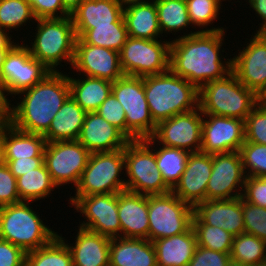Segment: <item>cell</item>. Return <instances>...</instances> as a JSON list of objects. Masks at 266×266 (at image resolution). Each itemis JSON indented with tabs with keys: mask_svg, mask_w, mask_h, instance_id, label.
<instances>
[{
	"mask_svg": "<svg viewBox=\"0 0 266 266\" xmlns=\"http://www.w3.org/2000/svg\"><path fill=\"white\" fill-rule=\"evenodd\" d=\"M36 22L38 23L34 42H31L30 46L26 43L31 56L51 72L59 71L56 67L62 60L72 65L77 36L71 16L37 19Z\"/></svg>",
	"mask_w": 266,
	"mask_h": 266,
	"instance_id": "cell-5",
	"label": "cell"
},
{
	"mask_svg": "<svg viewBox=\"0 0 266 266\" xmlns=\"http://www.w3.org/2000/svg\"><path fill=\"white\" fill-rule=\"evenodd\" d=\"M124 8L116 0H83L71 13L76 36L95 26L125 23Z\"/></svg>",
	"mask_w": 266,
	"mask_h": 266,
	"instance_id": "cell-24",
	"label": "cell"
},
{
	"mask_svg": "<svg viewBox=\"0 0 266 266\" xmlns=\"http://www.w3.org/2000/svg\"><path fill=\"white\" fill-rule=\"evenodd\" d=\"M203 117L200 107L177 114L158 123L151 138L159 142V145L180 148L191 153L200 152Z\"/></svg>",
	"mask_w": 266,
	"mask_h": 266,
	"instance_id": "cell-15",
	"label": "cell"
},
{
	"mask_svg": "<svg viewBox=\"0 0 266 266\" xmlns=\"http://www.w3.org/2000/svg\"><path fill=\"white\" fill-rule=\"evenodd\" d=\"M6 91L3 87V84L0 81V122H8L10 117V101L7 100Z\"/></svg>",
	"mask_w": 266,
	"mask_h": 266,
	"instance_id": "cell-52",
	"label": "cell"
},
{
	"mask_svg": "<svg viewBox=\"0 0 266 266\" xmlns=\"http://www.w3.org/2000/svg\"><path fill=\"white\" fill-rule=\"evenodd\" d=\"M5 164H6L5 146L3 142V137L1 135V124H0V167L4 166Z\"/></svg>",
	"mask_w": 266,
	"mask_h": 266,
	"instance_id": "cell-55",
	"label": "cell"
},
{
	"mask_svg": "<svg viewBox=\"0 0 266 266\" xmlns=\"http://www.w3.org/2000/svg\"><path fill=\"white\" fill-rule=\"evenodd\" d=\"M36 17L27 0H0V28L4 30L16 29Z\"/></svg>",
	"mask_w": 266,
	"mask_h": 266,
	"instance_id": "cell-38",
	"label": "cell"
},
{
	"mask_svg": "<svg viewBox=\"0 0 266 266\" xmlns=\"http://www.w3.org/2000/svg\"><path fill=\"white\" fill-rule=\"evenodd\" d=\"M200 151L207 154L239 151L245 142L244 120L203 114ZM209 117V118H208Z\"/></svg>",
	"mask_w": 266,
	"mask_h": 266,
	"instance_id": "cell-17",
	"label": "cell"
},
{
	"mask_svg": "<svg viewBox=\"0 0 266 266\" xmlns=\"http://www.w3.org/2000/svg\"><path fill=\"white\" fill-rule=\"evenodd\" d=\"M121 237L148 239V196L124 190L118 193Z\"/></svg>",
	"mask_w": 266,
	"mask_h": 266,
	"instance_id": "cell-23",
	"label": "cell"
},
{
	"mask_svg": "<svg viewBox=\"0 0 266 266\" xmlns=\"http://www.w3.org/2000/svg\"><path fill=\"white\" fill-rule=\"evenodd\" d=\"M27 1L32 7L36 20L49 18H64L67 16H71V14L63 7L61 0Z\"/></svg>",
	"mask_w": 266,
	"mask_h": 266,
	"instance_id": "cell-47",
	"label": "cell"
},
{
	"mask_svg": "<svg viewBox=\"0 0 266 266\" xmlns=\"http://www.w3.org/2000/svg\"><path fill=\"white\" fill-rule=\"evenodd\" d=\"M124 168V149L91 153L75 187L74 197L119 193L126 190L125 179L119 177L122 176L120 174Z\"/></svg>",
	"mask_w": 266,
	"mask_h": 266,
	"instance_id": "cell-8",
	"label": "cell"
},
{
	"mask_svg": "<svg viewBox=\"0 0 266 266\" xmlns=\"http://www.w3.org/2000/svg\"><path fill=\"white\" fill-rule=\"evenodd\" d=\"M21 202L16 178L7 164L0 167V207Z\"/></svg>",
	"mask_w": 266,
	"mask_h": 266,
	"instance_id": "cell-45",
	"label": "cell"
},
{
	"mask_svg": "<svg viewBox=\"0 0 266 266\" xmlns=\"http://www.w3.org/2000/svg\"><path fill=\"white\" fill-rule=\"evenodd\" d=\"M230 253L217 252L197 245L188 266H227Z\"/></svg>",
	"mask_w": 266,
	"mask_h": 266,
	"instance_id": "cell-48",
	"label": "cell"
},
{
	"mask_svg": "<svg viewBox=\"0 0 266 266\" xmlns=\"http://www.w3.org/2000/svg\"><path fill=\"white\" fill-rule=\"evenodd\" d=\"M90 154L78 140L50 142L44 148V164L57 187L70 183L76 187Z\"/></svg>",
	"mask_w": 266,
	"mask_h": 266,
	"instance_id": "cell-12",
	"label": "cell"
},
{
	"mask_svg": "<svg viewBox=\"0 0 266 266\" xmlns=\"http://www.w3.org/2000/svg\"><path fill=\"white\" fill-rule=\"evenodd\" d=\"M171 41L128 37L119 52L124 75L144 77L169 70Z\"/></svg>",
	"mask_w": 266,
	"mask_h": 266,
	"instance_id": "cell-11",
	"label": "cell"
},
{
	"mask_svg": "<svg viewBox=\"0 0 266 266\" xmlns=\"http://www.w3.org/2000/svg\"><path fill=\"white\" fill-rule=\"evenodd\" d=\"M17 95L23 98L16 106L11 105L8 122L20 131L44 135L70 96L68 75L51 72L42 81Z\"/></svg>",
	"mask_w": 266,
	"mask_h": 266,
	"instance_id": "cell-2",
	"label": "cell"
},
{
	"mask_svg": "<svg viewBox=\"0 0 266 266\" xmlns=\"http://www.w3.org/2000/svg\"><path fill=\"white\" fill-rule=\"evenodd\" d=\"M29 205L30 202L21 201L0 207V239L20 247L25 253L49 244L58 235Z\"/></svg>",
	"mask_w": 266,
	"mask_h": 266,
	"instance_id": "cell-6",
	"label": "cell"
},
{
	"mask_svg": "<svg viewBox=\"0 0 266 266\" xmlns=\"http://www.w3.org/2000/svg\"><path fill=\"white\" fill-rule=\"evenodd\" d=\"M151 137L140 140H130L125 148V179L126 190L142 195H162L171 192L165 184L159 171L156 158L155 145Z\"/></svg>",
	"mask_w": 266,
	"mask_h": 266,
	"instance_id": "cell-7",
	"label": "cell"
},
{
	"mask_svg": "<svg viewBox=\"0 0 266 266\" xmlns=\"http://www.w3.org/2000/svg\"><path fill=\"white\" fill-rule=\"evenodd\" d=\"M44 163V157H30L24 159H6L11 173L15 178L40 167Z\"/></svg>",
	"mask_w": 266,
	"mask_h": 266,
	"instance_id": "cell-50",
	"label": "cell"
},
{
	"mask_svg": "<svg viewBox=\"0 0 266 266\" xmlns=\"http://www.w3.org/2000/svg\"><path fill=\"white\" fill-rule=\"evenodd\" d=\"M5 159L44 157L45 138L41 134L16 129L9 122L1 123Z\"/></svg>",
	"mask_w": 266,
	"mask_h": 266,
	"instance_id": "cell-30",
	"label": "cell"
},
{
	"mask_svg": "<svg viewBox=\"0 0 266 266\" xmlns=\"http://www.w3.org/2000/svg\"><path fill=\"white\" fill-rule=\"evenodd\" d=\"M86 44L109 48L120 52L128 38L125 23L95 26L80 37Z\"/></svg>",
	"mask_w": 266,
	"mask_h": 266,
	"instance_id": "cell-36",
	"label": "cell"
},
{
	"mask_svg": "<svg viewBox=\"0 0 266 266\" xmlns=\"http://www.w3.org/2000/svg\"><path fill=\"white\" fill-rule=\"evenodd\" d=\"M258 103L266 105V86L264 89L258 94Z\"/></svg>",
	"mask_w": 266,
	"mask_h": 266,
	"instance_id": "cell-57",
	"label": "cell"
},
{
	"mask_svg": "<svg viewBox=\"0 0 266 266\" xmlns=\"http://www.w3.org/2000/svg\"><path fill=\"white\" fill-rule=\"evenodd\" d=\"M194 209L172 191L148 196L149 232L151 242L187 232L192 227Z\"/></svg>",
	"mask_w": 266,
	"mask_h": 266,
	"instance_id": "cell-10",
	"label": "cell"
},
{
	"mask_svg": "<svg viewBox=\"0 0 266 266\" xmlns=\"http://www.w3.org/2000/svg\"><path fill=\"white\" fill-rule=\"evenodd\" d=\"M78 228L73 246L67 243L73 266H109L111 238L85 228Z\"/></svg>",
	"mask_w": 266,
	"mask_h": 266,
	"instance_id": "cell-25",
	"label": "cell"
},
{
	"mask_svg": "<svg viewBox=\"0 0 266 266\" xmlns=\"http://www.w3.org/2000/svg\"><path fill=\"white\" fill-rule=\"evenodd\" d=\"M71 206L86 218L79 227L109 238L121 237L118 193L70 197Z\"/></svg>",
	"mask_w": 266,
	"mask_h": 266,
	"instance_id": "cell-13",
	"label": "cell"
},
{
	"mask_svg": "<svg viewBox=\"0 0 266 266\" xmlns=\"http://www.w3.org/2000/svg\"><path fill=\"white\" fill-rule=\"evenodd\" d=\"M96 112L126 136L125 111L112 93L103 101Z\"/></svg>",
	"mask_w": 266,
	"mask_h": 266,
	"instance_id": "cell-44",
	"label": "cell"
},
{
	"mask_svg": "<svg viewBox=\"0 0 266 266\" xmlns=\"http://www.w3.org/2000/svg\"><path fill=\"white\" fill-rule=\"evenodd\" d=\"M191 152L180 148L161 146L155 150L156 164L165 184L172 190L186 168Z\"/></svg>",
	"mask_w": 266,
	"mask_h": 266,
	"instance_id": "cell-34",
	"label": "cell"
},
{
	"mask_svg": "<svg viewBox=\"0 0 266 266\" xmlns=\"http://www.w3.org/2000/svg\"><path fill=\"white\" fill-rule=\"evenodd\" d=\"M73 69L82 76L97 77L111 82L124 74L120 66L119 52L86 44L81 38L76 39Z\"/></svg>",
	"mask_w": 266,
	"mask_h": 266,
	"instance_id": "cell-19",
	"label": "cell"
},
{
	"mask_svg": "<svg viewBox=\"0 0 266 266\" xmlns=\"http://www.w3.org/2000/svg\"><path fill=\"white\" fill-rule=\"evenodd\" d=\"M152 242L156 251L157 266H188L197 247L193 227L187 232Z\"/></svg>",
	"mask_w": 266,
	"mask_h": 266,
	"instance_id": "cell-27",
	"label": "cell"
},
{
	"mask_svg": "<svg viewBox=\"0 0 266 266\" xmlns=\"http://www.w3.org/2000/svg\"><path fill=\"white\" fill-rule=\"evenodd\" d=\"M245 179L239 151L212 154V172L206 188V200L242 197Z\"/></svg>",
	"mask_w": 266,
	"mask_h": 266,
	"instance_id": "cell-16",
	"label": "cell"
},
{
	"mask_svg": "<svg viewBox=\"0 0 266 266\" xmlns=\"http://www.w3.org/2000/svg\"><path fill=\"white\" fill-rule=\"evenodd\" d=\"M150 1L147 0L124 8L123 18L128 37L147 40L160 38L161 30L157 18L156 4L154 0Z\"/></svg>",
	"mask_w": 266,
	"mask_h": 266,
	"instance_id": "cell-28",
	"label": "cell"
},
{
	"mask_svg": "<svg viewBox=\"0 0 266 266\" xmlns=\"http://www.w3.org/2000/svg\"><path fill=\"white\" fill-rule=\"evenodd\" d=\"M109 266H157L153 242L148 239L111 238Z\"/></svg>",
	"mask_w": 266,
	"mask_h": 266,
	"instance_id": "cell-26",
	"label": "cell"
},
{
	"mask_svg": "<svg viewBox=\"0 0 266 266\" xmlns=\"http://www.w3.org/2000/svg\"><path fill=\"white\" fill-rule=\"evenodd\" d=\"M123 8L136 3H142L147 0H116Z\"/></svg>",
	"mask_w": 266,
	"mask_h": 266,
	"instance_id": "cell-56",
	"label": "cell"
},
{
	"mask_svg": "<svg viewBox=\"0 0 266 266\" xmlns=\"http://www.w3.org/2000/svg\"><path fill=\"white\" fill-rule=\"evenodd\" d=\"M162 33L178 32L191 24L185 0H154Z\"/></svg>",
	"mask_w": 266,
	"mask_h": 266,
	"instance_id": "cell-35",
	"label": "cell"
},
{
	"mask_svg": "<svg viewBox=\"0 0 266 266\" xmlns=\"http://www.w3.org/2000/svg\"><path fill=\"white\" fill-rule=\"evenodd\" d=\"M112 94L121 103L126 117V137L146 139L156 129L145 97L143 77L123 75L112 84Z\"/></svg>",
	"mask_w": 266,
	"mask_h": 266,
	"instance_id": "cell-9",
	"label": "cell"
},
{
	"mask_svg": "<svg viewBox=\"0 0 266 266\" xmlns=\"http://www.w3.org/2000/svg\"><path fill=\"white\" fill-rule=\"evenodd\" d=\"M10 50H0V72L3 66V63L5 62V58Z\"/></svg>",
	"mask_w": 266,
	"mask_h": 266,
	"instance_id": "cell-58",
	"label": "cell"
},
{
	"mask_svg": "<svg viewBox=\"0 0 266 266\" xmlns=\"http://www.w3.org/2000/svg\"><path fill=\"white\" fill-rule=\"evenodd\" d=\"M51 71L31 56L25 44H16L7 54L0 72V81L11 96L33 87Z\"/></svg>",
	"mask_w": 266,
	"mask_h": 266,
	"instance_id": "cell-14",
	"label": "cell"
},
{
	"mask_svg": "<svg viewBox=\"0 0 266 266\" xmlns=\"http://www.w3.org/2000/svg\"><path fill=\"white\" fill-rule=\"evenodd\" d=\"M6 31L0 28V50H11L17 44L13 40L11 41L12 35L9 36V31Z\"/></svg>",
	"mask_w": 266,
	"mask_h": 266,
	"instance_id": "cell-53",
	"label": "cell"
},
{
	"mask_svg": "<svg viewBox=\"0 0 266 266\" xmlns=\"http://www.w3.org/2000/svg\"><path fill=\"white\" fill-rule=\"evenodd\" d=\"M250 43L231 59V71L248 89L257 95L266 86V37L254 33Z\"/></svg>",
	"mask_w": 266,
	"mask_h": 266,
	"instance_id": "cell-18",
	"label": "cell"
},
{
	"mask_svg": "<svg viewBox=\"0 0 266 266\" xmlns=\"http://www.w3.org/2000/svg\"><path fill=\"white\" fill-rule=\"evenodd\" d=\"M248 3L260 19H262L261 26L256 31V33H261L266 28V0H248Z\"/></svg>",
	"mask_w": 266,
	"mask_h": 266,
	"instance_id": "cell-51",
	"label": "cell"
},
{
	"mask_svg": "<svg viewBox=\"0 0 266 266\" xmlns=\"http://www.w3.org/2000/svg\"><path fill=\"white\" fill-rule=\"evenodd\" d=\"M245 141L266 145V105L258 103L244 120Z\"/></svg>",
	"mask_w": 266,
	"mask_h": 266,
	"instance_id": "cell-42",
	"label": "cell"
},
{
	"mask_svg": "<svg viewBox=\"0 0 266 266\" xmlns=\"http://www.w3.org/2000/svg\"><path fill=\"white\" fill-rule=\"evenodd\" d=\"M65 238L58 234L49 244L25 255V266H73Z\"/></svg>",
	"mask_w": 266,
	"mask_h": 266,
	"instance_id": "cell-33",
	"label": "cell"
},
{
	"mask_svg": "<svg viewBox=\"0 0 266 266\" xmlns=\"http://www.w3.org/2000/svg\"><path fill=\"white\" fill-rule=\"evenodd\" d=\"M82 78L77 79L68 75L70 96L86 113L96 112L112 93L113 82L90 76Z\"/></svg>",
	"mask_w": 266,
	"mask_h": 266,
	"instance_id": "cell-31",
	"label": "cell"
},
{
	"mask_svg": "<svg viewBox=\"0 0 266 266\" xmlns=\"http://www.w3.org/2000/svg\"><path fill=\"white\" fill-rule=\"evenodd\" d=\"M253 266H266V260H264L260 263L254 264Z\"/></svg>",
	"mask_w": 266,
	"mask_h": 266,
	"instance_id": "cell-60",
	"label": "cell"
},
{
	"mask_svg": "<svg viewBox=\"0 0 266 266\" xmlns=\"http://www.w3.org/2000/svg\"><path fill=\"white\" fill-rule=\"evenodd\" d=\"M261 33L266 37V28Z\"/></svg>",
	"mask_w": 266,
	"mask_h": 266,
	"instance_id": "cell-61",
	"label": "cell"
},
{
	"mask_svg": "<svg viewBox=\"0 0 266 266\" xmlns=\"http://www.w3.org/2000/svg\"><path fill=\"white\" fill-rule=\"evenodd\" d=\"M90 153L124 149L130 141L97 112H87L77 139Z\"/></svg>",
	"mask_w": 266,
	"mask_h": 266,
	"instance_id": "cell-22",
	"label": "cell"
},
{
	"mask_svg": "<svg viewBox=\"0 0 266 266\" xmlns=\"http://www.w3.org/2000/svg\"><path fill=\"white\" fill-rule=\"evenodd\" d=\"M191 26L206 27L217 20L221 4L216 0H185Z\"/></svg>",
	"mask_w": 266,
	"mask_h": 266,
	"instance_id": "cell-41",
	"label": "cell"
},
{
	"mask_svg": "<svg viewBox=\"0 0 266 266\" xmlns=\"http://www.w3.org/2000/svg\"><path fill=\"white\" fill-rule=\"evenodd\" d=\"M239 153L246 177L266 175V145L245 141Z\"/></svg>",
	"mask_w": 266,
	"mask_h": 266,
	"instance_id": "cell-40",
	"label": "cell"
},
{
	"mask_svg": "<svg viewBox=\"0 0 266 266\" xmlns=\"http://www.w3.org/2000/svg\"><path fill=\"white\" fill-rule=\"evenodd\" d=\"M242 198L246 202L266 208V175L246 177Z\"/></svg>",
	"mask_w": 266,
	"mask_h": 266,
	"instance_id": "cell-46",
	"label": "cell"
},
{
	"mask_svg": "<svg viewBox=\"0 0 266 266\" xmlns=\"http://www.w3.org/2000/svg\"><path fill=\"white\" fill-rule=\"evenodd\" d=\"M193 209L192 224L221 227L234 237L245 232L242 197L227 200H205Z\"/></svg>",
	"mask_w": 266,
	"mask_h": 266,
	"instance_id": "cell-21",
	"label": "cell"
},
{
	"mask_svg": "<svg viewBox=\"0 0 266 266\" xmlns=\"http://www.w3.org/2000/svg\"><path fill=\"white\" fill-rule=\"evenodd\" d=\"M86 112L69 96L52 119L50 128L43 135L46 143L77 140Z\"/></svg>",
	"mask_w": 266,
	"mask_h": 266,
	"instance_id": "cell-29",
	"label": "cell"
},
{
	"mask_svg": "<svg viewBox=\"0 0 266 266\" xmlns=\"http://www.w3.org/2000/svg\"><path fill=\"white\" fill-rule=\"evenodd\" d=\"M212 172V154L192 152L179 182L171 190L191 207L206 200V188Z\"/></svg>",
	"mask_w": 266,
	"mask_h": 266,
	"instance_id": "cell-20",
	"label": "cell"
},
{
	"mask_svg": "<svg viewBox=\"0 0 266 266\" xmlns=\"http://www.w3.org/2000/svg\"><path fill=\"white\" fill-rule=\"evenodd\" d=\"M83 0H61L63 7L71 14Z\"/></svg>",
	"mask_w": 266,
	"mask_h": 266,
	"instance_id": "cell-54",
	"label": "cell"
},
{
	"mask_svg": "<svg viewBox=\"0 0 266 266\" xmlns=\"http://www.w3.org/2000/svg\"><path fill=\"white\" fill-rule=\"evenodd\" d=\"M257 104L258 95L239 82L232 71L199 89V107L203 114L245 120Z\"/></svg>",
	"mask_w": 266,
	"mask_h": 266,
	"instance_id": "cell-4",
	"label": "cell"
},
{
	"mask_svg": "<svg viewBox=\"0 0 266 266\" xmlns=\"http://www.w3.org/2000/svg\"><path fill=\"white\" fill-rule=\"evenodd\" d=\"M197 245L217 252L230 253L234 236L221 227L192 224Z\"/></svg>",
	"mask_w": 266,
	"mask_h": 266,
	"instance_id": "cell-39",
	"label": "cell"
},
{
	"mask_svg": "<svg viewBox=\"0 0 266 266\" xmlns=\"http://www.w3.org/2000/svg\"><path fill=\"white\" fill-rule=\"evenodd\" d=\"M245 232L266 241V208L246 202L242 198Z\"/></svg>",
	"mask_w": 266,
	"mask_h": 266,
	"instance_id": "cell-43",
	"label": "cell"
},
{
	"mask_svg": "<svg viewBox=\"0 0 266 266\" xmlns=\"http://www.w3.org/2000/svg\"><path fill=\"white\" fill-rule=\"evenodd\" d=\"M25 255L20 247L0 239V266H25Z\"/></svg>",
	"mask_w": 266,
	"mask_h": 266,
	"instance_id": "cell-49",
	"label": "cell"
},
{
	"mask_svg": "<svg viewBox=\"0 0 266 266\" xmlns=\"http://www.w3.org/2000/svg\"><path fill=\"white\" fill-rule=\"evenodd\" d=\"M266 241L253 234L242 233L234 237L230 257L253 266L266 260Z\"/></svg>",
	"mask_w": 266,
	"mask_h": 266,
	"instance_id": "cell-37",
	"label": "cell"
},
{
	"mask_svg": "<svg viewBox=\"0 0 266 266\" xmlns=\"http://www.w3.org/2000/svg\"><path fill=\"white\" fill-rule=\"evenodd\" d=\"M143 86L149 112L156 125L199 107V89L170 69L161 74L144 76Z\"/></svg>",
	"mask_w": 266,
	"mask_h": 266,
	"instance_id": "cell-3",
	"label": "cell"
},
{
	"mask_svg": "<svg viewBox=\"0 0 266 266\" xmlns=\"http://www.w3.org/2000/svg\"><path fill=\"white\" fill-rule=\"evenodd\" d=\"M227 266H250V265L244 264L242 262L236 261V260L231 258L230 261L228 262Z\"/></svg>",
	"mask_w": 266,
	"mask_h": 266,
	"instance_id": "cell-59",
	"label": "cell"
},
{
	"mask_svg": "<svg viewBox=\"0 0 266 266\" xmlns=\"http://www.w3.org/2000/svg\"><path fill=\"white\" fill-rule=\"evenodd\" d=\"M216 1H217L218 3H220V4H222L221 2L224 1V0H222V1H221V0H216Z\"/></svg>",
	"mask_w": 266,
	"mask_h": 266,
	"instance_id": "cell-62",
	"label": "cell"
},
{
	"mask_svg": "<svg viewBox=\"0 0 266 266\" xmlns=\"http://www.w3.org/2000/svg\"><path fill=\"white\" fill-rule=\"evenodd\" d=\"M16 185L20 200L31 203L46 198L57 188L44 163L16 178Z\"/></svg>",
	"mask_w": 266,
	"mask_h": 266,
	"instance_id": "cell-32",
	"label": "cell"
},
{
	"mask_svg": "<svg viewBox=\"0 0 266 266\" xmlns=\"http://www.w3.org/2000/svg\"><path fill=\"white\" fill-rule=\"evenodd\" d=\"M225 32L223 27L203 28L172 40L169 69L198 89L212 80L224 78L231 72V58L221 60Z\"/></svg>",
	"mask_w": 266,
	"mask_h": 266,
	"instance_id": "cell-1",
	"label": "cell"
}]
</instances>
